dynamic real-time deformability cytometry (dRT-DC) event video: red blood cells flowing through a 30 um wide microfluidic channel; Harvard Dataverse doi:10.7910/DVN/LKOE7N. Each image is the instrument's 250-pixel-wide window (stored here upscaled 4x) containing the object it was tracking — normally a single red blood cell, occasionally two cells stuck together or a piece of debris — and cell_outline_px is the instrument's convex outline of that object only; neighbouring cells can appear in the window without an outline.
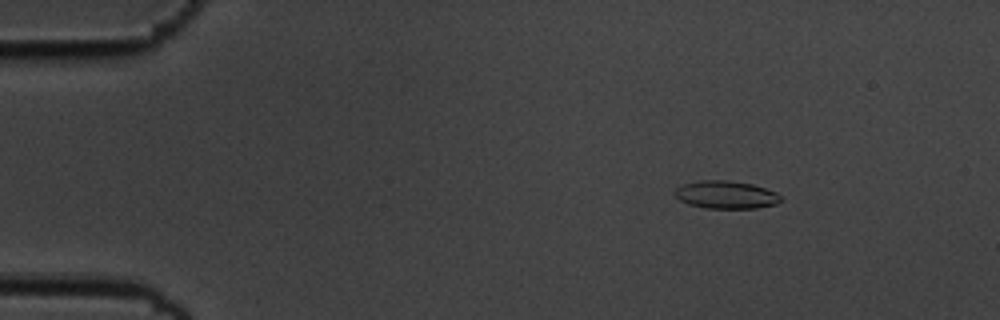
{"species": "common noctule bat (a hibernating species)", "species_latin": "Nyctalus noctula", "temperature_condition": "cold", "stored_images_in_passage": 54, "camera_frame_rate_fps": 3000, "um_per_image_px": 0.085, "animal": {"sex": "male", "body_mass_g": 19.5, "forearm_length_mm": 54.6}, "frame": {"image": 1, "passage_image": 7, "time_ms": 2.0, "image_size_px": [1000, 320], "cell_outline_px": [[784, 200], [776, 204], [756, 208], [704, 208], [688, 204], [680, 200], [672, 192], [676, 188], [684, 184], [704, 180], [728, 180], [752, 184], [776, 192]], "centroid_in_image_um": [61.71, 16.56], "position_along_channel_um": 23.3, "area_um2": 17.17}}
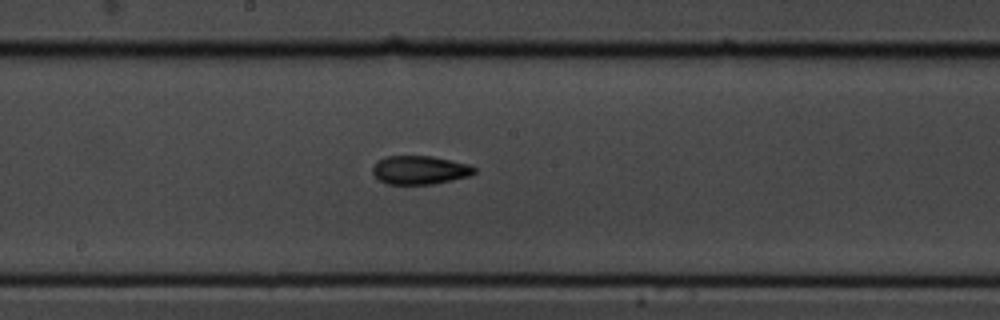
{"frame": {"image": 2, "passage_image": 29, "time_ms": 9.333, "image_size_px": [1000, 320], "cell_outline_px": [[476, 172], [468, 176], [452, 180], [432, 184], [388, 184], [380, 180], [372, 172], [372, 168], [380, 160], [388, 156], [432, 156], [468, 164], [476, 168]], "centroid_in_image_um": [35.7, 14.45], "position_along_channel_um": 212.5, "area_um2": 16.7}}
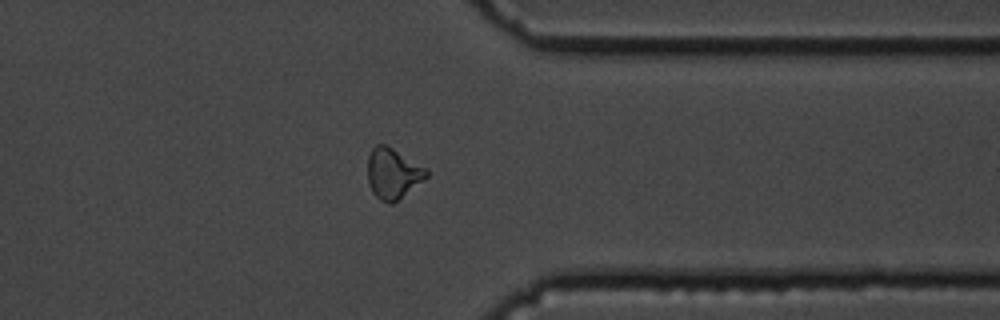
{"frame": {"image": 3, "passage_image": 43, "time_ms": 14.0, "image_size_px": [1000, 320], "cell_outline_px": [[428, 176], [392, 204], [388, 204], [380, 200], [372, 192], [368, 184], [368, 156], [372, 148], [376, 144], [384, 144], [392, 148], [428, 168]], "centroid_in_image_um": [33.38, 14.74], "position_along_channel_um": 378.0, "area_um2": 17.28}, "authors_computed_cell_mechanics": {"area_um2": 17.0799, "velocity_mm_per_s": 3.6419, "shape_relaxation_time_tau1_ms": 4.9156, "shape_relaxation_time_tau2_ms": 4.1887, "deformation_change_tau1": 0.1476, "deformation_change_tau2": 0.0726}}